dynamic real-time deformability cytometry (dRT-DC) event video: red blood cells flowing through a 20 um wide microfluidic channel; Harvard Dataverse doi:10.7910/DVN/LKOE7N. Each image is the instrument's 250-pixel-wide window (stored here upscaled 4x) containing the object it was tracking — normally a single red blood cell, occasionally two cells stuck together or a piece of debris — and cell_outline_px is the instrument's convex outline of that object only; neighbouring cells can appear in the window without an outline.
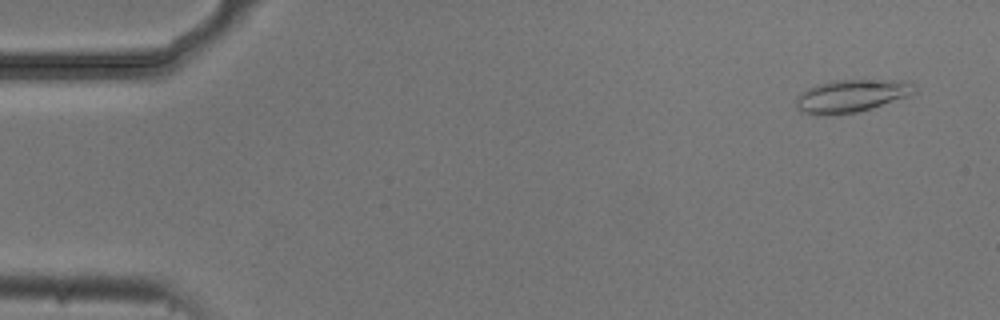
{"species": "common noctule bat (a hibernating species)", "species_latin": "Nyctalus noctula", "temperature_condition": "cold", "stored_images_in_passage": 6, "camera_frame_rate_fps": 3000, "um_per_image_px": 0.085, "animal": {"sex": "male", "body_mass_g": 20.5, "forearm_length_mm": 52.5}, "frame": {"image": 1, "passage_image": 1, "time_ms": 0.0, "image_size_px": [1000, 320], "cell_outline_px": [[916, 92], [912, 96], [872, 108], [856, 112], [824, 116], [820, 116], [800, 112], [796, 108], [796, 96], [808, 88], [816, 84], [832, 80], [900, 80], [912, 84], [916, 88]], "centroid_in_image_um": [72.35, 8.16], "position_along_channel_um": 12.6, "area_um2": 22.95}}
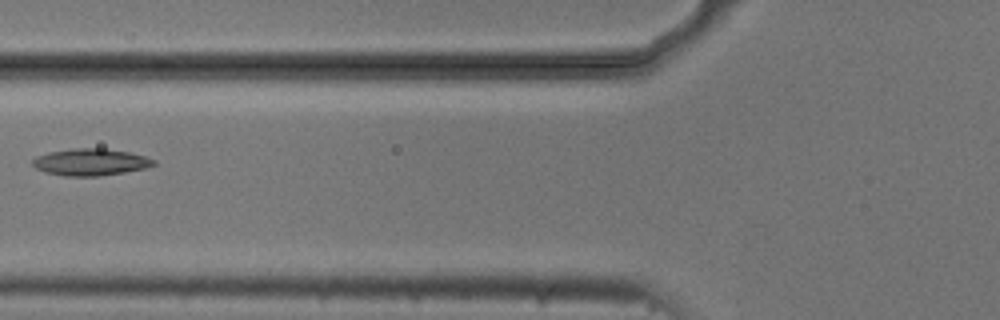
{"frame": {"image": 2, "passage_image": 6, "time_ms": 1.667, "image_size_px": [1000, 320], "cell_outline_px": [[156, 164], [144, 168], [124, 172], [100, 176], [64, 176], [48, 172], [36, 168], [32, 164], [32, 160], [36, 156], [48, 152], [72, 148], [104, 148], [128, 152], [144, 156], [156, 160]], "centroid_in_image_um": [7.69, 13.77], "position_along_channel_um": 118.1, "area_um2": 18.9}}